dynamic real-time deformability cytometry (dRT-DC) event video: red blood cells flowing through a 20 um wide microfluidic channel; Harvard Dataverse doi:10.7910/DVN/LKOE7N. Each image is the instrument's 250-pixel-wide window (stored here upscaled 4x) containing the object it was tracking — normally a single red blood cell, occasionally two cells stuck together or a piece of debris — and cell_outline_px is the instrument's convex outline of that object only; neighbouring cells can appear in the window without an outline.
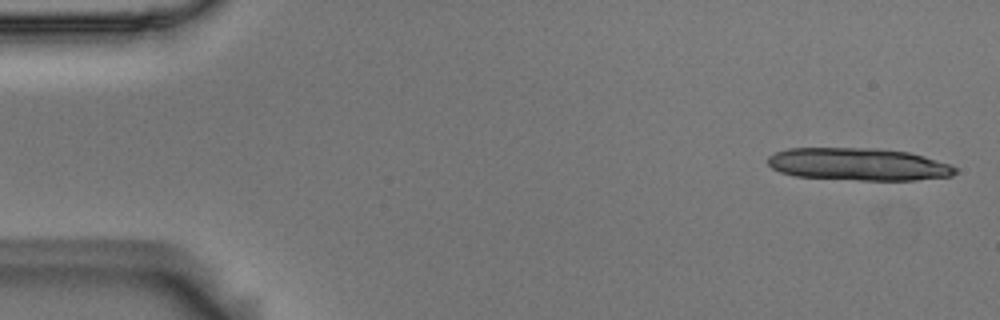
{"species": "Egyptian fruit bat (a non-hibernating species)", "species_latin": "Rousettus aegyptiacus", "temperature_condition": "room temperature", "stored_images_in_passage": 4, "camera_frame_rate_fps": 3000, "um_per_image_px": 0.085, "animal": {"sex": "male"}, "frame": {"image": 1, "passage_image": 1, "time_ms": 0.0, "image_size_px": [1000, 320], "cell_outline_px": [[956, 172], [952, 176], [916, 180], [860, 180], [796, 176], [780, 172], [772, 168], [768, 164], [768, 156], [776, 152], [788, 148], [880, 148], [908, 152], [924, 156], [948, 164], [956, 168]], "centroid_in_image_um": [72.95, 13.96], "position_along_channel_um": 12.1, "area_um2": 35.43}}